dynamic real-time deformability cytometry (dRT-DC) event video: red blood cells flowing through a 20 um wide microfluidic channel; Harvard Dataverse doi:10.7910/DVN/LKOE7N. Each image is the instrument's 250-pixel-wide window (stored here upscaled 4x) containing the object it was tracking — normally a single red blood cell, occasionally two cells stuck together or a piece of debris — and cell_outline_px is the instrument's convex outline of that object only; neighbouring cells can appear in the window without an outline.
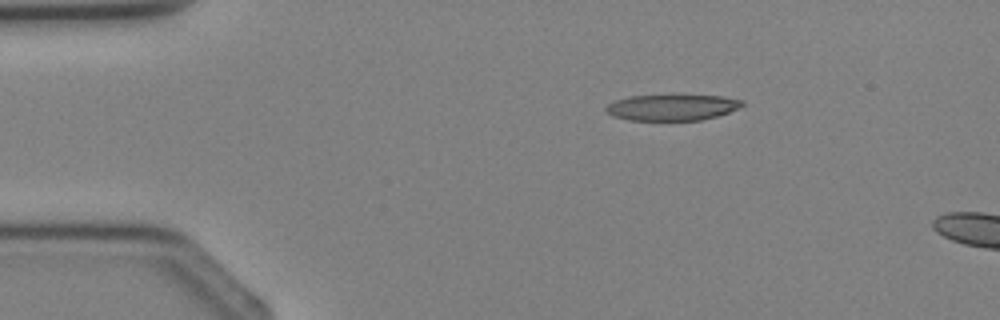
{"species": "Egyptian fruit bat (a non-hibernating species)", "species_latin": "Rousettus aegyptiacus", "temperature_condition": "cold", "stored_images_in_passage": 3, "camera_frame_rate_fps": 3000, "um_per_image_px": 0.085, "animal": {"sex": "female"}, "frame": {"image": 1, "passage_image": 2, "time_ms": 2.0, "image_size_px": [1000, 320], "cell_outline_px": [[744, 104], [740, 108], [716, 116], [700, 120], [628, 120], [612, 116], [604, 108], [608, 104], [616, 100], [628, 96], [720, 96], [744, 100]], "centroid_in_image_um": [57.12, 9.14], "position_along_channel_um": 27.9, "area_um2": 20.4}}